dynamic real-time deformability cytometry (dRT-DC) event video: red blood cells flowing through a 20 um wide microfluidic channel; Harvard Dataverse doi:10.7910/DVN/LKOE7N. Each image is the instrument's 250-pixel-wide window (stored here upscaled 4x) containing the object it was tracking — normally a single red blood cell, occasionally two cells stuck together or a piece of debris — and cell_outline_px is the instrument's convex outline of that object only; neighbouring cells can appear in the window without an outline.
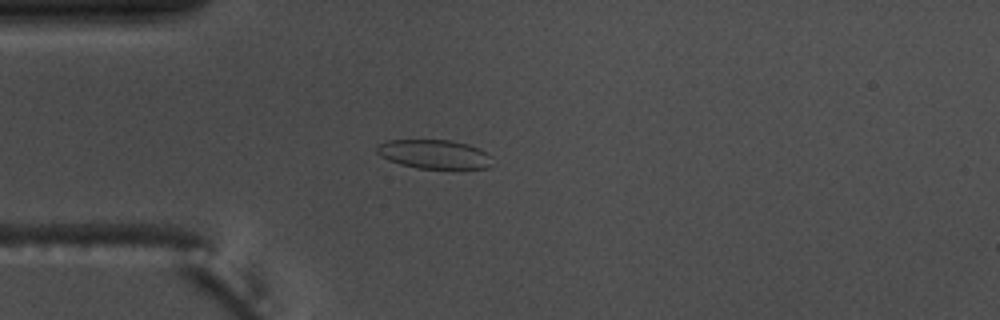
{"species": "common noctule bat (a hibernating species)", "species_latin": "Nyctalus noctula", "temperature_condition": "warm", "stored_images_in_passage": 50, "camera_frame_rate_fps": 3000, "um_per_image_px": 0.085, "animal": {"sex": "male", "body_mass_g": 17.5, "forearm_length_mm": 52.3}, "frame": {"image": 1, "passage_image": 10, "time_ms": 3.0, "image_size_px": [1000, 320], "cell_outline_px": [[492, 156], [488, 168], [416, 168], [400, 164], [388, 160], [380, 156], [376, 152], [376, 144], [388, 140], [452, 140], [468, 144]], "centroid_in_image_um": [36.84, 13.1], "position_along_channel_um": 48.2, "area_um2": 19.42}}
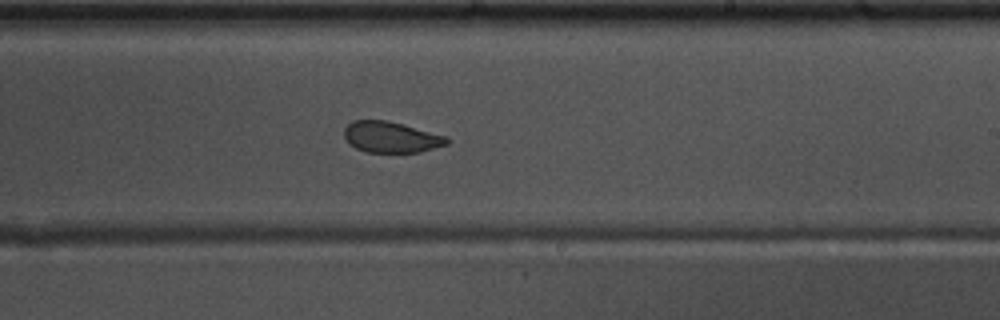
{"frame": {"image": 2, "passage_image": 28, "time_ms": 9.0, "image_size_px": [1000, 320], "cell_outline_px": [[452, 140], [448, 144], [420, 152], [368, 152], [356, 148], [348, 144], [344, 136], [344, 128], [352, 120], [388, 120], [448, 136]], "centroid_in_image_um": [33.26, 11.65], "position_along_channel_um": 255.7, "area_um2": 18.79}}
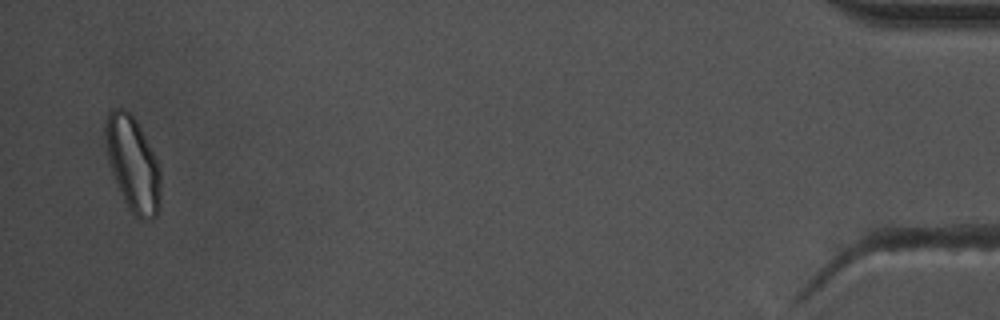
{"frame": {"image": 3, "passage_image": 49, "time_ms": 16.0, "image_size_px": [1000, 320], "cell_outline_px": [[160, 204], [156, 216], [152, 220], [140, 220], [128, 208], [124, 200], [112, 172], [108, 156], [104, 136], [104, 124], [108, 112], [112, 108], [124, 108], [136, 120], [160, 168]], "centroid_in_image_um": [11.28, 13.94], "position_along_channel_um": 423.9, "area_um2": 30.17}, "authors_computed_cell_mechanics": {"area_um2": 20.3456, "velocity_mm_per_s": 3.6721, "shape_relaxation_time_tau1_ms": 4.6846, "shape_relaxation_time_tau2_ms": 1.3837, "deformation_change_tau1": 0.0991, "deformation_change_tau2": 0.0721}}